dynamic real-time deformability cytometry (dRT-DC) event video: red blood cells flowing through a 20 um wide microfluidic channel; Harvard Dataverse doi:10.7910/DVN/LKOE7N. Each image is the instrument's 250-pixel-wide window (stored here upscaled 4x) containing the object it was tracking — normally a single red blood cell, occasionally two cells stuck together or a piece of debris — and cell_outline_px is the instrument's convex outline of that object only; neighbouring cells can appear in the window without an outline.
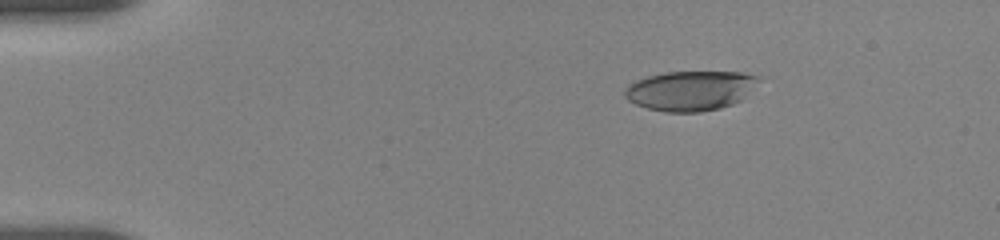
{"species": "human", "species_latin": "Homo sapiens", "temperature_condition": "room temperature", "stored_images_in_passage": 7, "camera_frame_rate_fps": 3000, "um_per_image_px": 0.085, "donor": {"sex": "female"}, "frame": {"image": 1, "passage_image": 2, "time_ms": 0.667, "image_size_px": [1000, 240], "cell_outline_px": [[760, 76], [744, 100], [720, 108], [700, 112], [664, 112], [648, 108], [636, 104], [628, 100], [624, 96], [624, 92], [628, 84], [636, 80], [648, 76], [664, 72], [740, 72]], "centroid_in_image_um": [58.67, 7.71], "position_along_channel_um": 26.3, "area_um2": 31.04}}
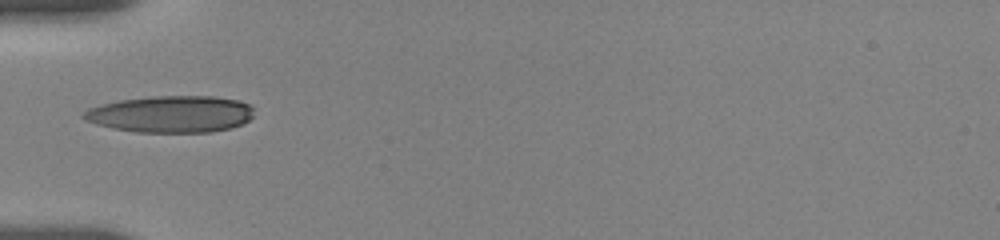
{"frame": {"image": 2, "passage_image": 6, "time_ms": 4.0, "image_size_px": [1000, 240], "cell_outline_px": [[252, 116], [244, 124], [232, 128], [208, 132], [136, 132], [112, 128], [96, 124], [84, 120], [80, 116], [88, 108], [100, 104], [120, 100], [152, 96], [216, 96], [236, 100], [248, 104], [252, 108]], "centroid_in_image_um": [14.5, 9.7], "position_along_channel_um": 70.5, "area_um2": 36.65}}